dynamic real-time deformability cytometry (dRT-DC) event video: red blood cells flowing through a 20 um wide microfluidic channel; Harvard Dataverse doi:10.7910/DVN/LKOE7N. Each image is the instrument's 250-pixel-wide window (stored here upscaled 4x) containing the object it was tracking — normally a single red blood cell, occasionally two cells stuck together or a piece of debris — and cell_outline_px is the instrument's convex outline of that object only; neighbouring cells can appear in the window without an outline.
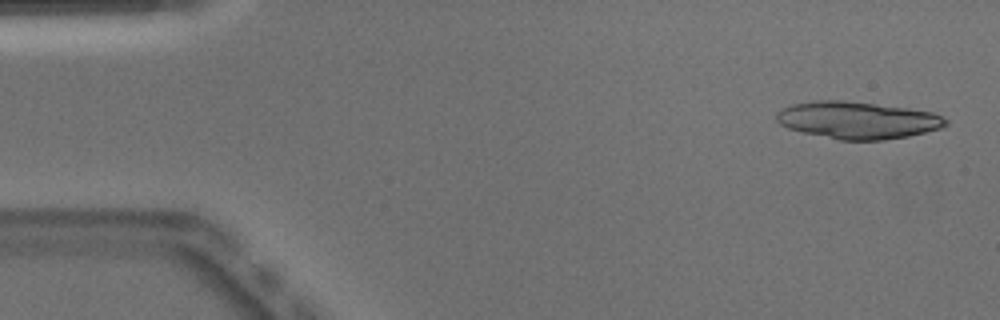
{"species": "Egyptian fruit bat (a non-hibernating species)", "species_latin": "Rousettus aegyptiacus", "temperature_condition": "warm", "stored_images_in_passage": 17, "camera_frame_rate_fps": 3000, "um_per_image_px": 0.085, "animal": {"sex": "male"}, "frame": {"image": 1, "passage_image": 2, "time_ms": 0.333, "image_size_px": [1000, 320], "cell_outline_px": [[948, 124], [940, 128], [908, 136], [884, 140], [840, 140], [800, 132], [788, 128], [780, 124], [776, 120], [776, 112], [780, 108], [792, 104], [816, 100], [840, 100], [876, 104], [908, 108], [932, 112], [948, 120]], "centroid_in_image_um": [72.84, 10.21], "position_along_channel_um": 12.2, "area_um2": 36.7}}
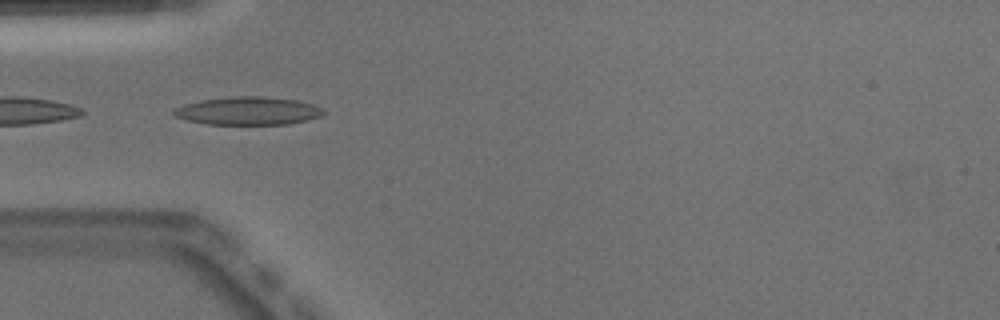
{"frame": {"image": 2, "passage_image": 15, "time_ms": 4.667, "image_size_px": [1000, 320], "cell_outline_px": [[324, 112], [320, 116], [308, 120], [288, 124], [204, 124], [188, 120], [176, 116], [172, 112], [172, 108], [184, 104], [200, 100], [232, 96], [260, 96], [296, 100], [312, 104], [324, 108]], "centroid_in_image_um": [21.07, 9.42], "position_along_channel_um": 63.9, "area_um2": 24.51}}